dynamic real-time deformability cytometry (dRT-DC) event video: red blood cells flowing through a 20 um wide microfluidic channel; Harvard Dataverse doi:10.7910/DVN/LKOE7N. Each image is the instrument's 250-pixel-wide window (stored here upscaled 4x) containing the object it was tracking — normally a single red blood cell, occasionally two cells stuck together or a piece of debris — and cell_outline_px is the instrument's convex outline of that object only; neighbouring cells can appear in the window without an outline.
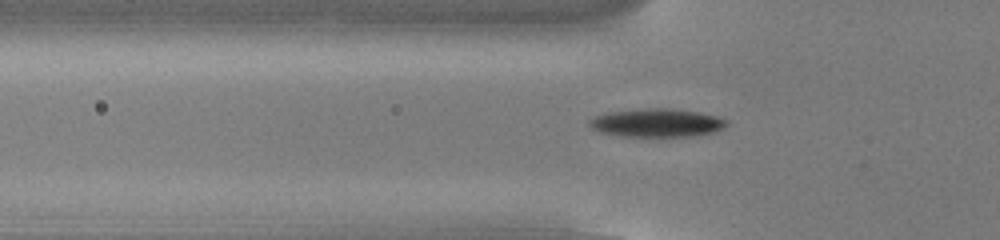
{"species": "common noctule bat (a hibernating species)", "species_latin": "Nyctalus noctula", "temperature_condition": "cold", "stored_images_in_passage": 54, "camera_frame_rate_fps": 3000, "um_per_image_px": 0.085, "animal": {"sex": "male", "body_mass_g": 13.0, "forearm_length_mm": 53.1}, "frame": {"image": 1, "passage_image": 18, "time_ms": 5.667, "image_size_px": [1000, 240], "cell_outline_px": [[728, 124], [724, 128], [716, 132], [696, 136], [620, 136], [600, 132], [592, 128], [588, 124], [588, 120], [592, 116], [608, 112], [644, 108], [668, 108], [700, 112], [716, 116], [728, 120]], "centroid_in_image_um": [55.84, 10.44], "position_along_channel_um": 70.0, "area_um2": 22.95}}
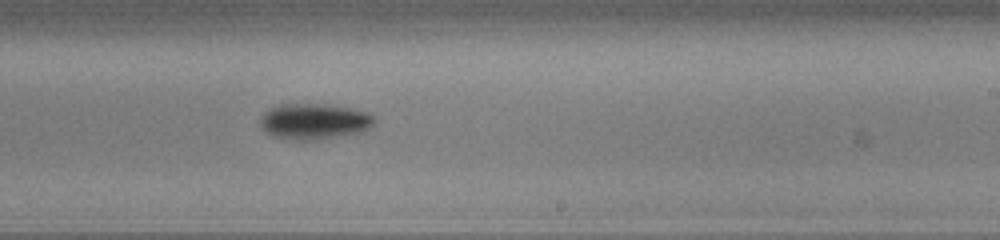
{"frame": {"image": 2, "passage_image": 33, "time_ms": 10.667, "image_size_px": [1000, 240], "cell_outline_px": [[376, 120], [372, 128], [364, 132], [316, 140], [292, 140], [272, 136], [264, 132], [260, 128], [260, 116], [272, 108], [280, 104], [324, 104], [352, 108], [368, 112]], "centroid_in_image_um": [26.72, 10.33], "position_along_channel_um": 262.3, "area_um2": 24.22}}
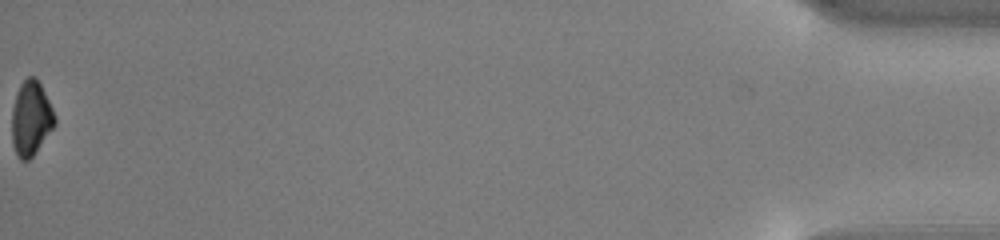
{"frame": {"image": 3, "passage_image": 54, "time_ms": 17.667, "image_size_px": [1000, 240], "cell_outline_px": [[56, 124], [32, 156], [28, 160], [20, 160], [12, 144], [12, 108], [16, 92], [20, 84], [28, 76], [36, 76], [56, 116]], "centroid_in_image_um": [2.62, 10.04], "position_along_channel_um": 432.6, "area_um2": 18.55}, "authors_computed_cell_mechanics": {"area_um2": 20.8947, "velocity_mm_per_s": 3.8586, "shape_relaxation_time_tau1_ms": 1.9634, "shape_relaxation_time_tau2_ms": null, "deformation_change_tau1": 0.1129, "deformation_change_tau2": null}}